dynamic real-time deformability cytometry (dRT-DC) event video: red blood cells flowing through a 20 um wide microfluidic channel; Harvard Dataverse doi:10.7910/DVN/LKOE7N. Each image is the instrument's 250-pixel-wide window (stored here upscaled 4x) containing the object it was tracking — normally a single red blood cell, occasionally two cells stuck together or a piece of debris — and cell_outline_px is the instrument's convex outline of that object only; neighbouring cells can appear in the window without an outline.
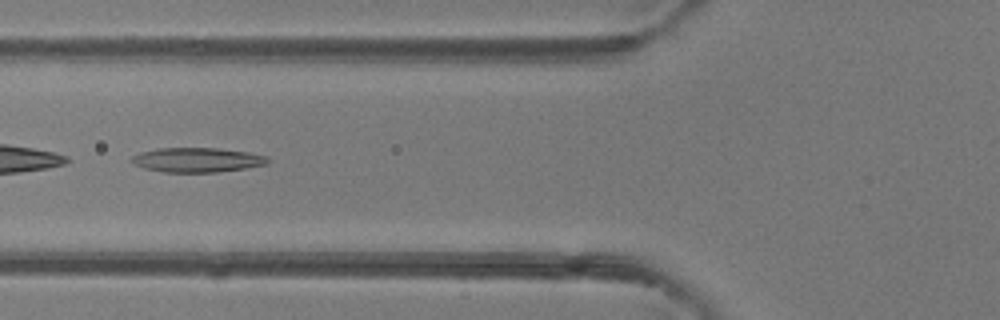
{"species": "common noctule bat (a hibernating species)", "species_latin": "Nyctalus noctula", "temperature_condition": "room temperature", "stored_images_in_passage": 6, "camera_frame_rate_fps": 3000, "um_per_image_px": 0.085, "animal": {"sex": "female"}, "frame": {"image": 1, "passage_image": 6, "time_ms": 1.667, "image_size_px": [1000, 320], "cell_outline_px": [[272, 160], [268, 164], [244, 168], [216, 172], [164, 172], [144, 168], [128, 160], [132, 156], [140, 152], [156, 148], [216, 148], [248, 152], [268, 156]], "centroid_in_image_um": [16.77, 13.58], "position_along_channel_um": 109.0, "area_um2": 19.54}}